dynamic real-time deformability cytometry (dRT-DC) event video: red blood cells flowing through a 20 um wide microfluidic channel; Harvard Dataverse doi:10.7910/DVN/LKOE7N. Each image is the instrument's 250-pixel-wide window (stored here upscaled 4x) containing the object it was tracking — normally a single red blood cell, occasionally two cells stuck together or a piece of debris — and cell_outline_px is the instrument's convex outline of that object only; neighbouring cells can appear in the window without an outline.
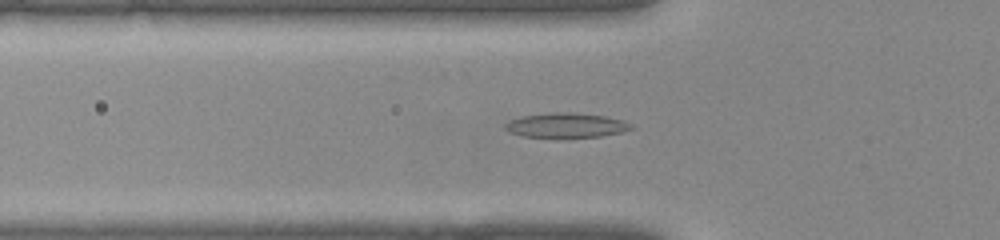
{"species": "common noctule bat (a hibernating species)", "species_latin": "Nyctalus noctula", "temperature_condition": "warm", "stored_images_in_passage": 41, "segment_of_instrument_passage": [1, 2], "camera_frame_rate_fps": 3000, "um_per_image_px": 0.085, "animal": {"sex": "female", "body_mass_g": 22.0, "forearm_length_mm": 56.7}, "frame": {"image": 1, "passage_image": 14, "time_ms": 4.333, "image_size_px": [1000, 240], "cell_outline_px": [[636, 128], [620, 132], [600, 136], [568, 140], [560, 140], [524, 136], [508, 132], [504, 128], [504, 124], [508, 120], [520, 116], [548, 112], [572, 112], [604, 116], [624, 120], [632, 124]], "centroid_in_image_um": [48.08, 10.68], "position_along_channel_um": 77.7, "area_um2": 19.19}}
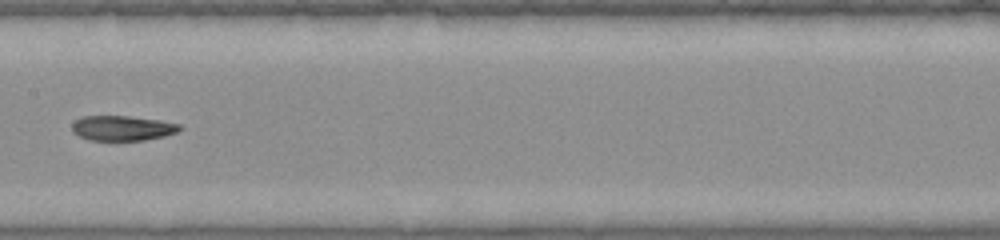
{"frame": {"image": 2, "passage_image": 21, "time_ms": 6.667, "image_size_px": [1000, 240], "cell_outline_px": [[184, 128], [176, 132], [164, 136], [144, 140], [88, 140], [72, 132], [72, 124], [76, 120], [84, 116], [128, 116], [160, 120], [180, 124]], "centroid_in_image_um": [10.42, 10.89], "position_along_channel_um": 197.0, "area_um2": 15.66}}
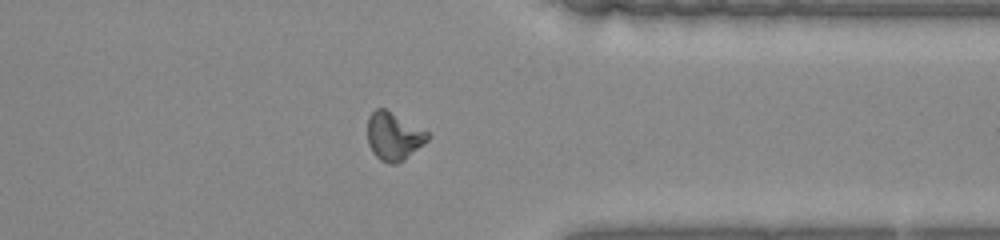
{"frame": {"image": 3, "passage_image": 32, "time_ms": 10.333, "image_size_px": [1000, 240], "cell_outline_px": [[432, 136], [428, 140], [404, 160], [396, 164], [388, 164], [380, 160], [372, 152], [368, 144], [368, 116], [376, 108], [384, 108], [428, 132]], "centroid_in_image_um": [33.45, 11.6], "position_along_channel_um": 377.9, "area_um2": 16.76}}